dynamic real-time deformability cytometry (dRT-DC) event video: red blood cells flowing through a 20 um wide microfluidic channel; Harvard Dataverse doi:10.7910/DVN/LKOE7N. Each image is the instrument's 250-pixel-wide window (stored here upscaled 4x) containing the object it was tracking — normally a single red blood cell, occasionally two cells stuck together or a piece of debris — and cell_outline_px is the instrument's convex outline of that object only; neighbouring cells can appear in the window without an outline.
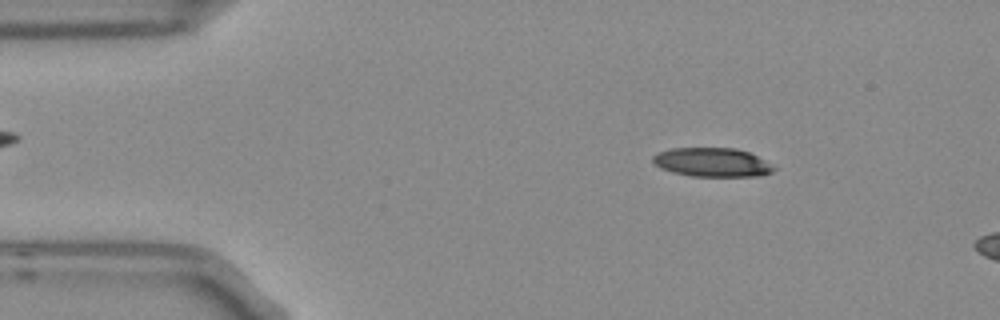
{"species": "Egyptian fruit bat (a non-hibernating species)", "species_latin": "Rousettus aegyptiacus", "temperature_condition": "room temperature", "stored_images_in_passage": 4, "camera_frame_rate_fps": 3000, "um_per_image_px": 0.085, "frame": {"image": 1, "passage_image": 2, "time_ms": 0.333, "image_size_px": [1000, 320], "cell_outline_px": [[776, 168], [772, 172], [760, 176], [692, 176], [672, 172], [660, 168], [652, 160], [652, 156], [660, 152], [672, 148], [736, 148], [748, 152], [764, 160]], "centroid_in_image_um": [60.53, 13.8], "position_along_channel_um": 24.5, "area_um2": 20.23}}